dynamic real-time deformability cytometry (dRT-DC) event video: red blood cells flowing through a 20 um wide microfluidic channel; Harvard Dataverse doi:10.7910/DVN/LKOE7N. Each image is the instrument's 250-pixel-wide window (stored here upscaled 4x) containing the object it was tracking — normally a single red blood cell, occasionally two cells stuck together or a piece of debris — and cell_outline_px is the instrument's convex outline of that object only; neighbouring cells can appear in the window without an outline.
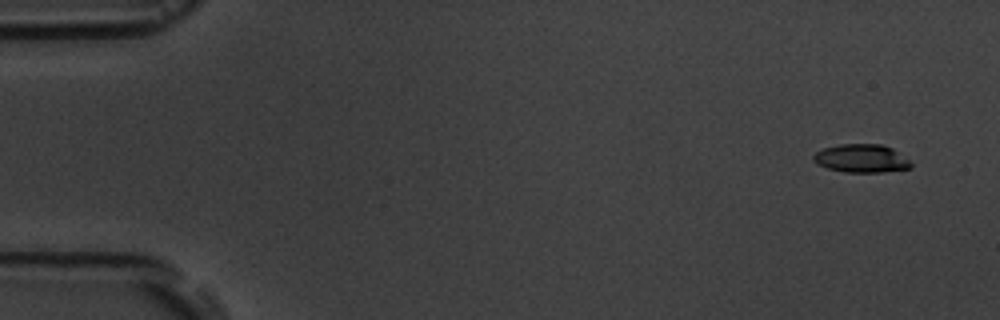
{"species": "common noctule bat (a hibernating species)", "species_latin": "Nyctalus noctula", "temperature_condition": "room temperature", "stored_images_in_passage": 5, "camera_frame_rate_fps": 3000, "um_per_image_px": 0.085, "animal": {"sex": "male", "body_mass_g": 19.5, "forearm_length_mm": 54.6}, "frame": {"image": 1, "passage_image": 1, "time_ms": 0.0, "image_size_px": [1000, 320], "cell_outline_px": [[912, 168], [880, 172], [844, 172], [828, 168], [816, 164], [812, 160], [812, 156], [816, 152], [824, 148], [840, 144], [880, 144], [892, 148], [908, 160], [912, 164]], "centroid_in_image_um": [73.19, 13.47], "position_along_channel_um": 11.8, "area_um2": 16.01}}
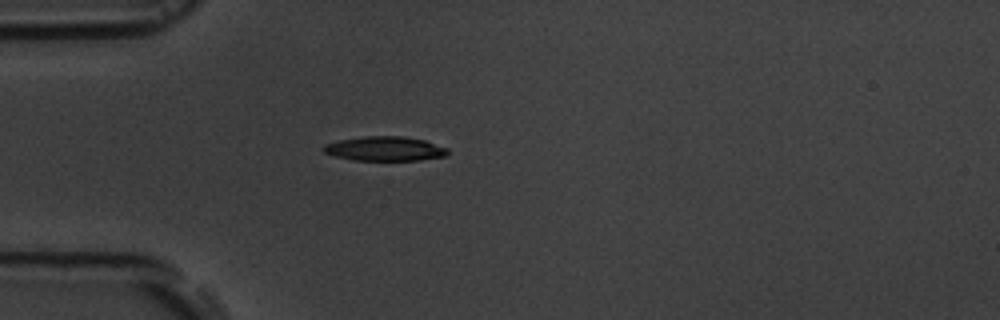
{"frame": {"image": 2, "passage_image": 5, "time_ms": 4.333, "image_size_px": [1000, 320], "cell_outline_px": [[448, 152], [444, 156], [420, 160], [352, 160], [336, 156], [324, 152], [320, 148], [324, 144], [340, 140], [364, 136], [404, 136], [424, 140], [448, 148]], "centroid_in_image_um": [32.69, 12.63], "position_along_channel_um": 52.3, "area_um2": 17.63}}